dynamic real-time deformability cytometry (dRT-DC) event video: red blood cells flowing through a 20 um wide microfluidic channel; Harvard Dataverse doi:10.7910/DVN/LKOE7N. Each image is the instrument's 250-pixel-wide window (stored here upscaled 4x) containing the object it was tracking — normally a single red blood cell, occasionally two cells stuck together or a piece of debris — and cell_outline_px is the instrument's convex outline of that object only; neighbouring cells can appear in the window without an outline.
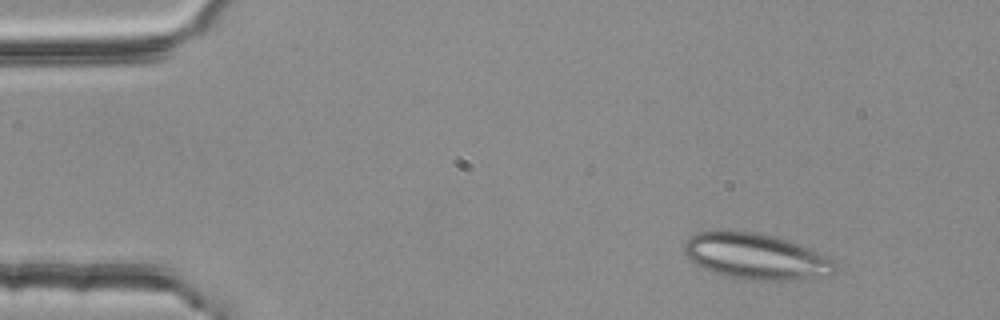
{"species": "common noctule bat (a hibernating species)", "species_latin": "Nyctalus noctula", "temperature_condition": "room temperature", "stored_images_in_passage": 3, "camera_frame_rate_fps": 3000, "um_per_image_px": 0.085, "animal": {"sex": "female", "body_mass_g": 25.1}, "frame": {"image": 1, "passage_image": 1, "time_ms": 0.0, "image_size_px": [1000, 320], "cell_outline_px": [[836, 272], [832, 276], [812, 280], [748, 280], [716, 272], [704, 268], [696, 264], [684, 252], [684, 240], [700, 232], [756, 232], [788, 240], [808, 248], [832, 260], [836, 264]], "centroid_in_image_um": [64.34, 21.83], "position_along_channel_um": 20.7, "area_um2": 39.94}}